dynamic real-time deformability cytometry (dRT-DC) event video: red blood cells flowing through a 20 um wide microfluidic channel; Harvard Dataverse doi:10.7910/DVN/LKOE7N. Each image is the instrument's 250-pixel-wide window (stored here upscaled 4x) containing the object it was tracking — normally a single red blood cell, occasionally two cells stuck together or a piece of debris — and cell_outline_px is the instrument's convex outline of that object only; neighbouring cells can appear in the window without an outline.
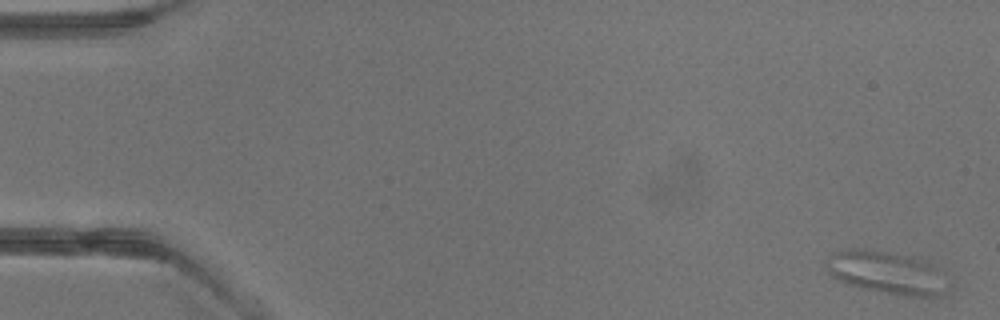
{"species": "common noctule bat (a hibernating species)", "species_latin": "Nyctalus noctula", "temperature_condition": "warm", "stored_images_in_passage": 3, "camera_frame_rate_fps": 3000, "um_per_image_px": 0.085, "animal": {"sex": "male", "body_mass_g": 13.3}, "frame": {"image": 1, "passage_image": 1, "time_ms": 0.0, "image_size_px": [1000, 320], "cell_outline_px": [[936, 296], [912, 296], [864, 288], [848, 284], [836, 280], [828, 272], [828, 256], [844, 248], [864, 248], [892, 252], [908, 256], [932, 264], [936, 268]], "centroid_in_image_um": [75.09, 23.09], "position_along_channel_um": 9.9, "area_um2": 28.38}}